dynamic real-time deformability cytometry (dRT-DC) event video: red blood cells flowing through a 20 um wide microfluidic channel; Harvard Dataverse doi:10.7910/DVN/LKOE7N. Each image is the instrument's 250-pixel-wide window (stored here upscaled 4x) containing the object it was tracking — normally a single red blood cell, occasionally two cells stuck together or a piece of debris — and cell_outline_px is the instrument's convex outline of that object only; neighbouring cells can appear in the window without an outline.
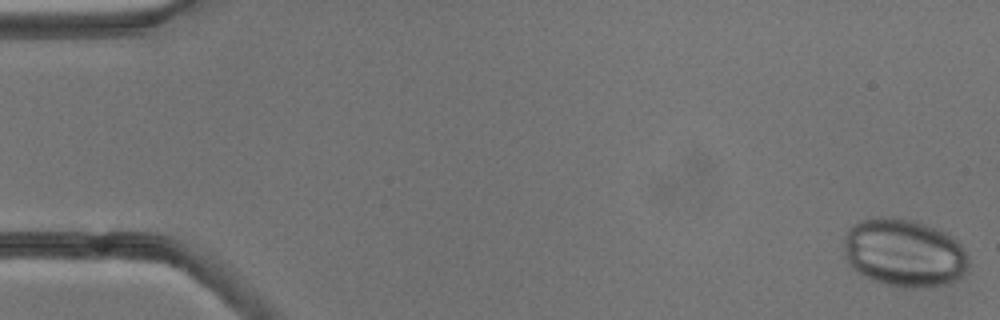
{"species": "common noctule bat (a hibernating species)", "species_latin": "Nyctalus noctula", "temperature_condition": "cold", "stored_images_in_passage": 54, "camera_frame_rate_fps": 3000, "um_per_image_px": 0.085, "animal": {"sex": "male", "body_mass_g": 13.3}, "frame": {"image": 1, "passage_image": 1, "time_ms": 0.0, "image_size_px": [1000, 320], "cell_outline_px": [[968, 264], [964, 272], [956, 280], [948, 284], [912, 288], [888, 284], [872, 280], [856, 272], [848, 264], [844, 256], [844, 236], [848, 228], [852, 224], [864, 220], [916, 220], [944, 232], [956, 240], [964, 248], [968, 256]], "centroid_in_image_um": [76.84, 21.53], "position_along_channel_um": 8.2, "area_um2": 48.78}}
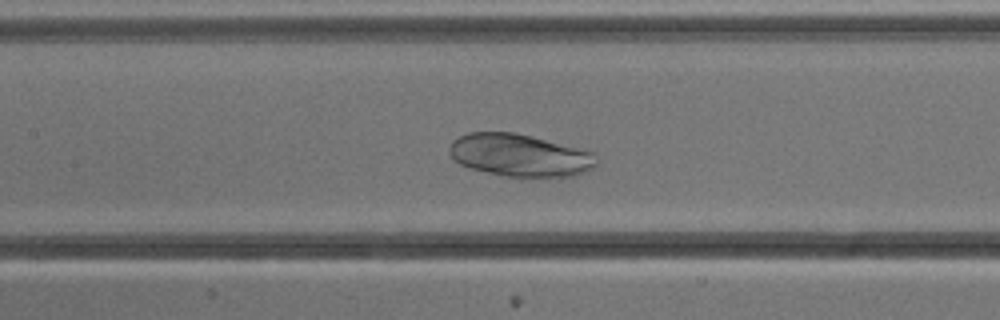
{"frame": {"image": 2, "passage_image": 25, "time_ms": 8.0, "image_size_px": [1000, 320], "cell_outline_px": [[596, 164], [592, 168], [584, 172], [572, 176], [504, 176], [472, 168], [460, 164], [452, 160], [448, 152], [448, 148], [452, 140], [468, 132], [512, 132], [532, 136], [592, 152], [596, 156]], "centroid_in_image_um": [44.12, 13.18], "position_along_channel_um": 163.3, "area_um2": 36.13}}
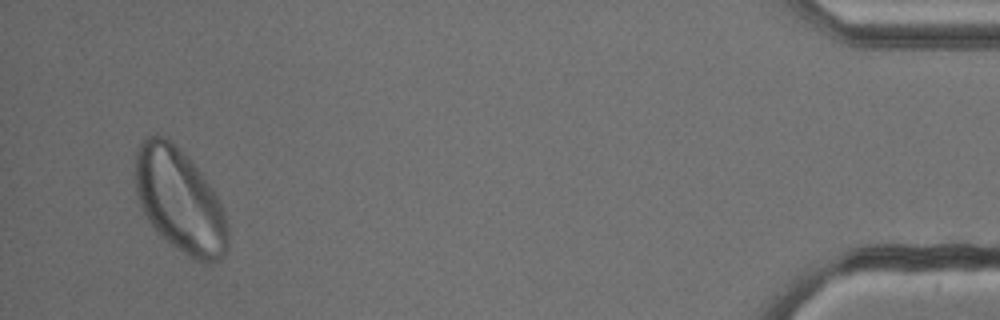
{"frame": {"image": 3, "passage_image": 52, "time_ms": 17.0, "image_size_px": [1000, 320], "cell_outline_px": [[228, 252], [220, 260], [212, 264], [204, 264], [188, 256], [160, 236], [156, 232], [148, 220], [140, 204], [136, 192], [136, 152], [140, 144], [148, 136], [156, 132], [164, 136], [188, 156], [192, 160], [216, 192], [224, 212], [228, 224]], "centroid_in_image_um": [15.32, 17.07], "position_along_channel_um": 419.9, "area_um2": 56.59}}